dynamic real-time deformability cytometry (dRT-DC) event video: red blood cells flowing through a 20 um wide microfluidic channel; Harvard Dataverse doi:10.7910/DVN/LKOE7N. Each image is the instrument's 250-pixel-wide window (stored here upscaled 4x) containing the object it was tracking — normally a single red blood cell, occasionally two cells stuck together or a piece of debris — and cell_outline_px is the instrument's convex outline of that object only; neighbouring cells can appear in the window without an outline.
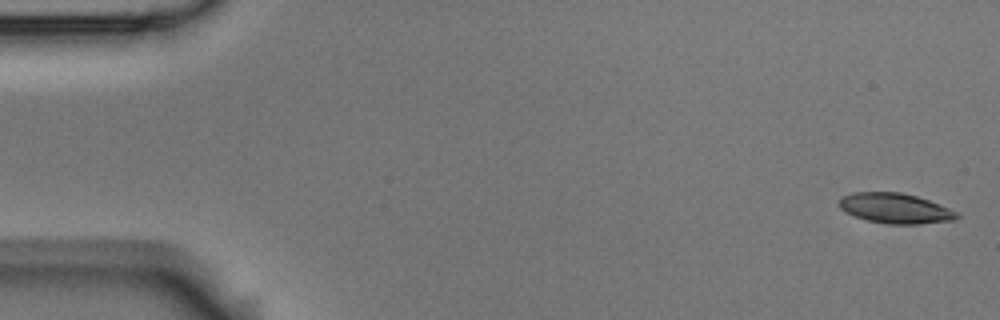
{"species": "Egyptian fruit bat (a non-hibernating species)", "species_latin": "Rousettus aegyptiacus", "temperature_condition": "room temperature", "stored_images_in_passage": 5, "camera_frame_rate_fps": 3000, "um_per_image_px": 0.085, "animal": {"sex": "male"}, "frame": {"image": 1, "passage_image": 1, "time_ms": 0.0, "image_size_px": [1000, 320], "cell_outline_px": [[960, 216], [956, 220], [920, 224], [888, 224], [868, 220], [856, 216], [840, 208], [836, 204], [840, 196], [852, 192], [900, 192], [916, 196], [928, 200], [960, 212]], "centroid_in_image_um": [76.1, 17.7], "position_along_channel_um": 8.9, "area_um2": 20.87}}